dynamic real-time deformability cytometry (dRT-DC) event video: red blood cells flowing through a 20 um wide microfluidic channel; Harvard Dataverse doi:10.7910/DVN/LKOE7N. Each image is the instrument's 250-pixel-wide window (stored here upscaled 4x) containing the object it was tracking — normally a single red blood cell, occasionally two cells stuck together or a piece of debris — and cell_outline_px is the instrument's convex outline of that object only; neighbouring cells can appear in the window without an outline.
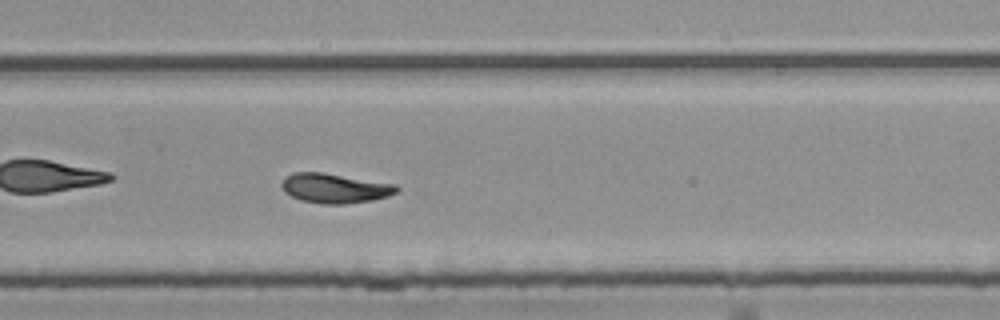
{"species": "common noctule bat (a hibernating species)", "species_latin": "Nyctalus noctula", "temperature_condition": "room temperature", "stored_images_in_passage": 40, "camera_frame_rate_fps": 3000, "um_per_image_px": 0.085, "animal": {"sex": "female", "body_mass_g": 25.1}, "frame": {"image": 1, "passage_image": 23, "time_ms": 7.333, "image_size_px": [1000, 320], "cell_outline_px": [[400, 188], [396, 192], [388, 196], [372, 200], [344, 204], [320, 204], [300, 200], [284, 192], [280, 184], [284, 176], [292, 172], [320, 172], [396, 184]], "centroid_in_image_um": [28.41, 16.0], "position_along_channel_um": 301.4, "area_um2": 19.94}}